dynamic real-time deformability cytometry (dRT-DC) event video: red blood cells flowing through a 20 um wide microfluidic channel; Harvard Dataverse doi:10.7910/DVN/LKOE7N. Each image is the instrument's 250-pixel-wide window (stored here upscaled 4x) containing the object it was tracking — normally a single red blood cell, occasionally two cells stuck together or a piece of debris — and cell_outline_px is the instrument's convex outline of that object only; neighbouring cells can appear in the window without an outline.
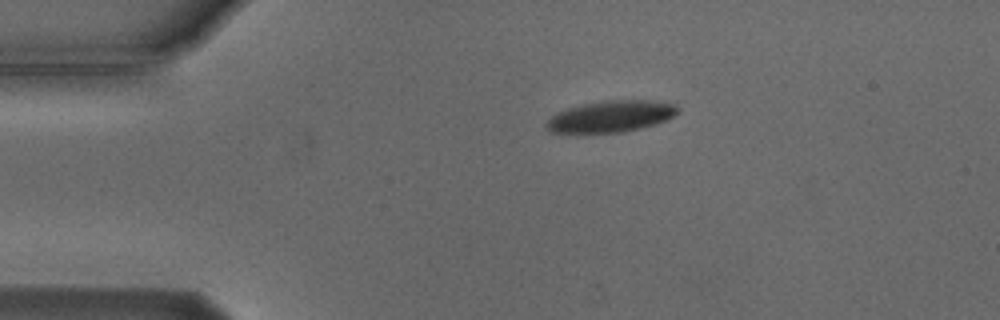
{"species": "Egyptian fruit bat (a non-hibernating species)", "species_latin": "Rousettus aegyptiacus", "temperature_condition": "cold", "stored_images_in_passage": 4, "camera_frame_rate_fps": 3000, "um_per_image_px": 0.085, "animal": {"sex": "male"}, "frame": {"image": 1, "passage_image": 1, "time_ms": 0.0, "image_size_px": [1000, 320], "cell_outline_px": [[680, 108], [672, 116], [664, 120], [652, 124], [620, 132], [552, 132], [544, 124], [556, 112], [580, 104], [604, 100], [652, 100], [676, 104]], "centroid_in_image_um": [51.9, 9.86], "position_along_channel_um": 33.1, "area_um2": 23.64}}
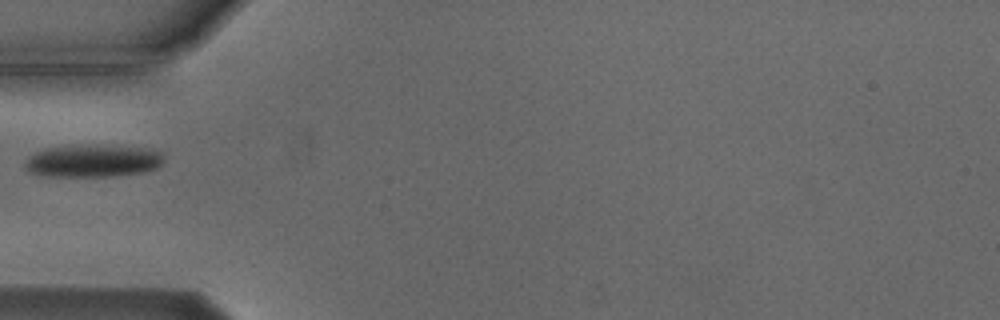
{"frame": {"image": 2, "passage_image": 3, "time_ms": 2.333, "image_size_px": [1000, 320], "cell_outline_px": [[164, 164], [156, 168], [144, 172], [108, 176], [44, 176], [28, 172], [24, 168], [24, 164], [28, 156], [36, 152], [48, 148], [92, 144], [96, 144], [148, 148], [160, 152], [164, 156]], "centroid_in_image_um": [7.91, 13.67], "position_along_channel_um": 77.1, "area_um2": 26.59}}
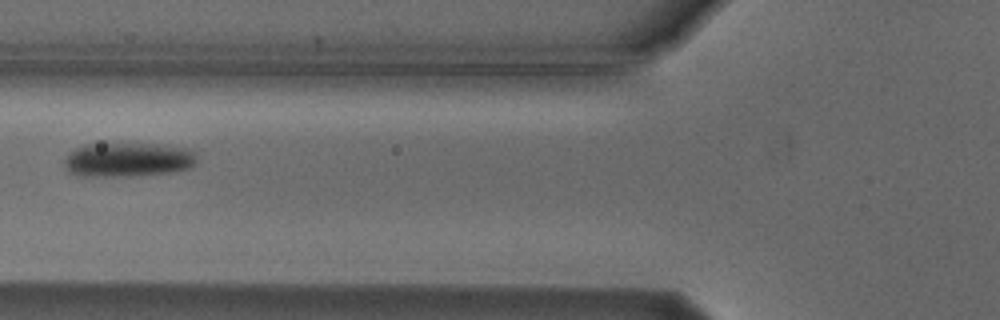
{"frame": {"image": 3, "passage_image": 4, "time_ms": 3.333, "image_size_px": [1000, 320], "cell_outline_px": [[196, 164], [188, 168], [172, 172], [128, 176], [80, 176], [68, 172], [64, 164], [64, 160], [68, 152], [84, 144], [160, 144], [184, 148], [196, 152]], "centroid_in_image_um": [10.85, 13.57], "position_along_channel_um": 115.0, "area_um2": 26.53}}